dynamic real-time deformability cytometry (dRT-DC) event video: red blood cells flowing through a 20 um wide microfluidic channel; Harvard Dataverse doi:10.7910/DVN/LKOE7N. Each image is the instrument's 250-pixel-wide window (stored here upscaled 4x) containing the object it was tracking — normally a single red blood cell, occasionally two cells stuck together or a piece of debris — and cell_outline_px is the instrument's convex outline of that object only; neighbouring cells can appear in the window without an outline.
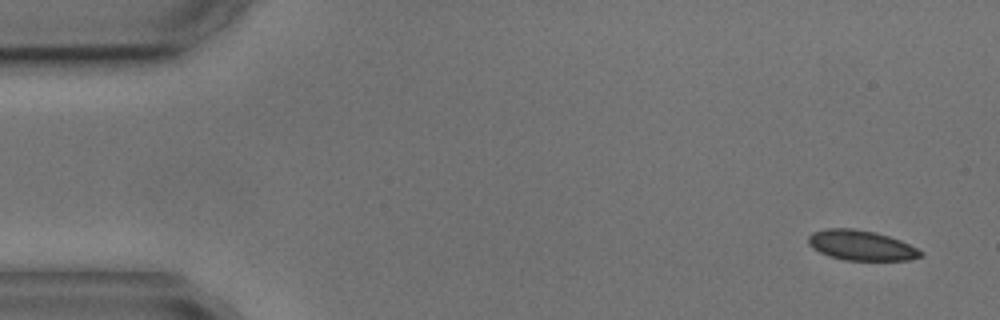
{"species": "common noctule bat (a hibernating species)", "species_latin": "Nyctalus noctula", "temperature_condition": "cold", "stored_images_in_passage": 7, "camera_frame_rate_fps": 3000, "um_per_image_px": 0.085, "animal": {"sex": "male", "body_mass_g": 17.9, "forearm_length_mm": 54.2}, "frame": {"image": 1, "passage_image": 1, "time_ms": 0.0, "image_size_px": [1000, 320], "cell_outline_px": [[924, 256], [908, 260], [844, 260], [828, 256], [812, 248], [808, 244], [808, 236], [812, 232], [828, 228], [852, 228], [876, 232], [900, 240], [924, 252]], "centroid_in_image_um": [73.18, 20.85], "position_along_channel_um": 11.8, "area_um2": 19.77}}
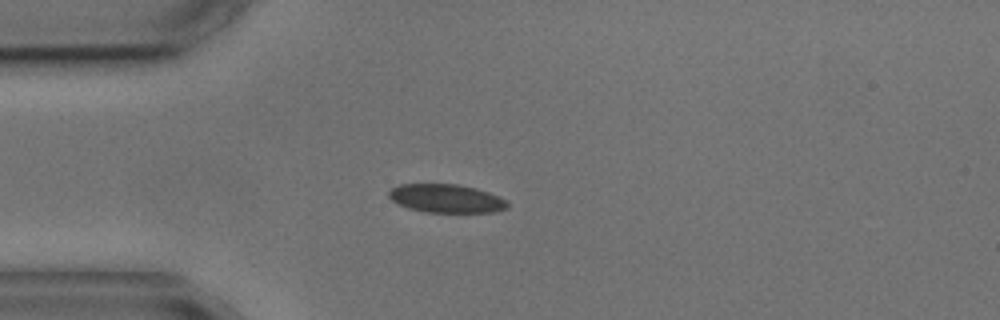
{"frame": {"image": 2, "passage_image": 4, "time_ms": 3.667, "image_size_px": [1000, 320], "cell_outline_px": [[508, 208], [496, 212], [424, 212], [408, 208], [392, 200], [388, 196], [388, 192], [392, 188], [400, 184], [460, 184], [476, 188], [488, 192], [508, 200]], "centroid_in_image_um": [37.96, 16.87], "position_along_channel_um": 47.0, "area_um2": 19.77}}